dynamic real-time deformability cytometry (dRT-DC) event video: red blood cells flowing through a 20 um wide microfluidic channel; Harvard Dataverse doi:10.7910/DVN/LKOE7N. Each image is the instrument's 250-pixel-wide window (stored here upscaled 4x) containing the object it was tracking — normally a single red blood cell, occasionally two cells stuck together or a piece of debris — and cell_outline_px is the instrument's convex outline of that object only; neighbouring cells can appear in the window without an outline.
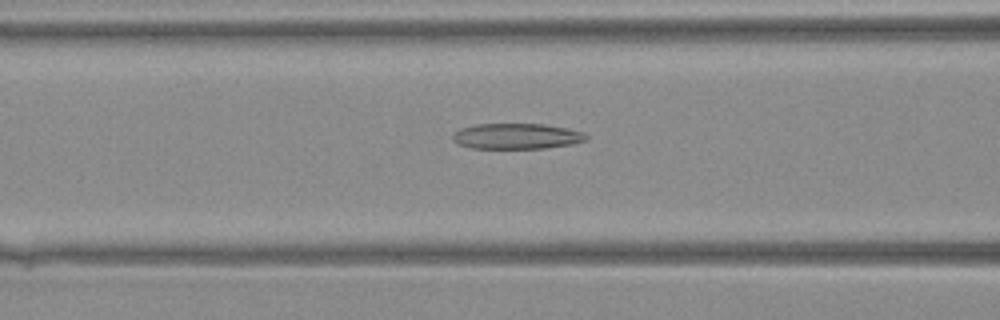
{"species": "Egyptian fruit bat (a non-hibernating species)", "species_latin": "Rousettus aegyptiacus", "temperature_condition": "warm", "stored_images_in_passage": 27, "camera_frame_rate_fps": 3000, "um_per_image_px": 0.085, "animal": {"sex": "female"}, "frame": {"image": 1, "passage_image": 10, "time_ms": 3.0, "image_size_px": [1000, 320], "cell_outline_px": [[588, 136], [584, 140], [572, 144], [544, 148], [472, 148], [456, 144], [452, 140], [452, 132], [460, 128], [476, 124], [544, 124], [568, 128], [584, 132]], "centroid_in_image_um": [43.86, 11.57], "position_along_channel_um": 122.7, "area_um2": 20.06}}
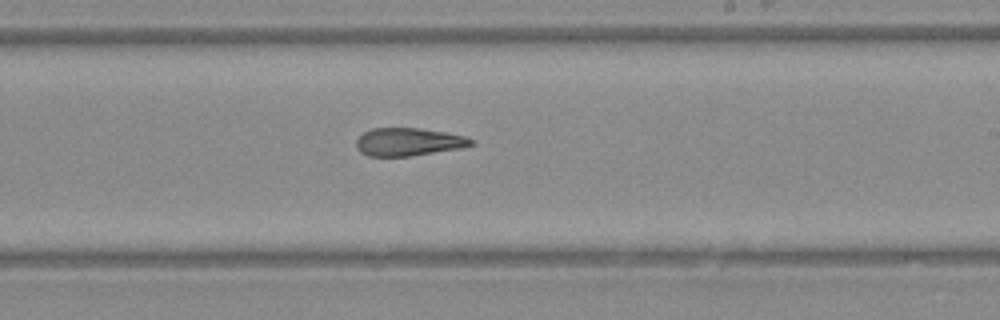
{"frame": {"image": 2, "passage_image": 18, "time_ms": 5.667, "image_size_px": [1000, 320], "cell_outline_px": [[476, 144], [464, 148], [408, 156], [368, 156], [360, 152], [356, 148], [356, 140], [364, 132], [372, 128], [420, 128], [444, 132], [464, 136], [476, 140]], "centroid_in_image_um": [34.75, 12.06], "position_along_channel_um": 254.2, "area_um2": 18.84}}
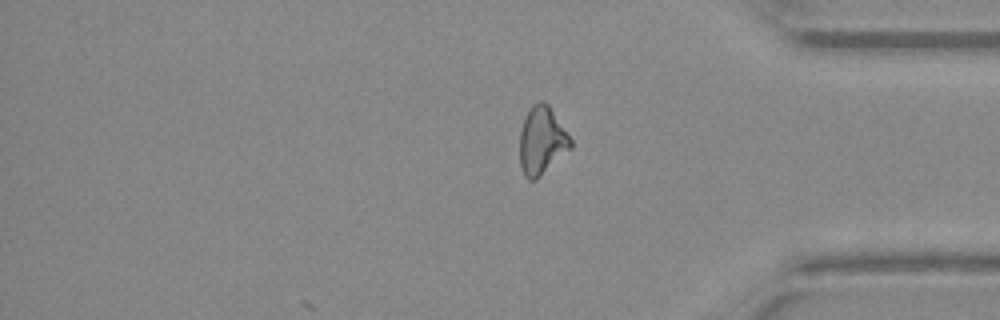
{"frame": {"image": 3, "passage_image": 27, "time_ms": 8.667, "image_size_px": [1000, 320], "cell_outline_px": [[572, 148], [536, 180], [528, 180], [524, 176], [520, 164], [520, 132], [524, 116], [532, 104], [540, 100], [548, 104], [572, 140]], "centroid_in_image_um": [46.05, 11.96], "position_along_channel_um": 389.2, "area_um2": 20.23}}